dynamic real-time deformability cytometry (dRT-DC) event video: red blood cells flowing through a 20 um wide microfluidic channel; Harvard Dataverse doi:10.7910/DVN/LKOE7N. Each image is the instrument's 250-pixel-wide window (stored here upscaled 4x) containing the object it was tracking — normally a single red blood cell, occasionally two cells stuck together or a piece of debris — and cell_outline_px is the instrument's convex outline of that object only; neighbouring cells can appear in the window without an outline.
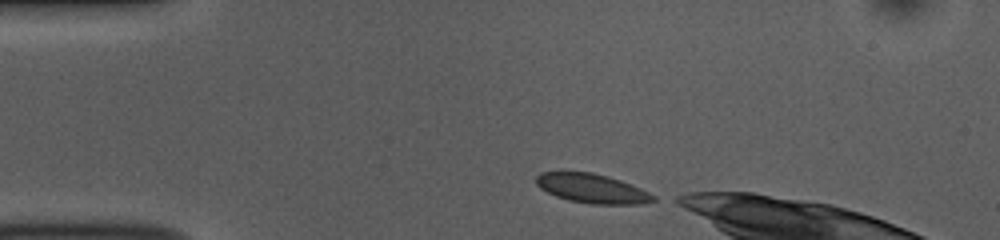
{"species": "common noctule bat (a hibernating species)", "species_latin": "Nyctalus noctula", "temperature_condition": "room temperature", "stored_images_in_passage": 43, "camera_frame_rate_fps": 3000, "um_per_image_px": 0.085, "animal": {"sex": "female", "body_mass_g": 10.0, "forearm_length_mm": 53.1}, "frame": {"image": 1, "passage_image": 1, "time_ms": 0.0, "image_size_px": [1000, 240], "cell_outline_px": [[656, 200], [640, 204], [592, 204], [568, 200], [556, 196], [540, 188], [536, 184], [536, 176], [540, 172], [564, 168], [592, 172], [608, 176], [632, 184], [656, 196]], "centroid_in_image_um": [50.25, 15.96], "position_along_channel_um": 34.8, "area_um2": 20.69}}
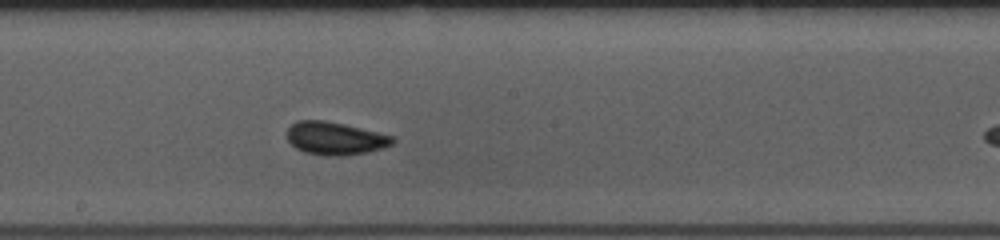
{"frame": {"image": 2, "passage_image": 19, "time_ms": 6.0, "image_size_px": [1000, 240], "cell_outline_px": [[396, 140], [392, 144], [384, 148], [368, 152], [344, 156], [324, 156], [304, 152], [296, 148], [288, 140], [288, 128], [296, 120], [324, 120], [344, 124], [396, 136]], "centroid_in_image_um": [28.53, 11.77], "position_along_channel_um": 219.7, "area_um2": 20.46}}
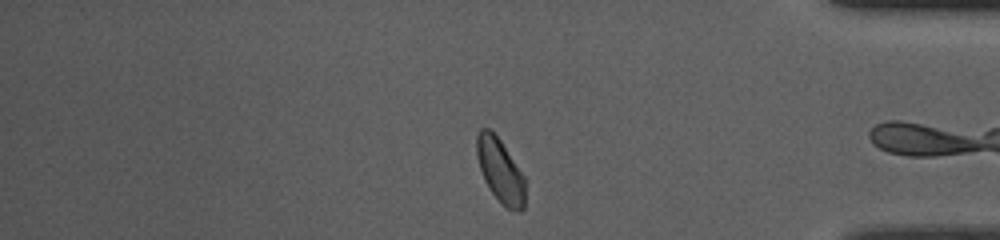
{"frame": {"image": 3, "passage_image": 35, "time_ms": 11.333, "image_size_px": [1000, 240], "cell_outline_px": [[528, 180], [524, 208], [520, 212], [516, 212], [508, 208], [492, 192], [484, 180], [476, 156], [476, 136], [480, 128], [488, 128], [500, 140]], "centroid_in_image_um": [42.57, 14.52], "position_along_channel_um": 392.6, "area_um2": 18.32}, "authors_computed_cell_mechanics": {"area_um2": 19.4786, "velocity_mm_per_s": 3.714, "shape_relaxation_time_tau1_ms": 8.7525, "shape_relaxation_time_tau2_ms": 1.247, "deformation_change_tau1": 0.1642, "deformation_change_tau2": 0.0373}}